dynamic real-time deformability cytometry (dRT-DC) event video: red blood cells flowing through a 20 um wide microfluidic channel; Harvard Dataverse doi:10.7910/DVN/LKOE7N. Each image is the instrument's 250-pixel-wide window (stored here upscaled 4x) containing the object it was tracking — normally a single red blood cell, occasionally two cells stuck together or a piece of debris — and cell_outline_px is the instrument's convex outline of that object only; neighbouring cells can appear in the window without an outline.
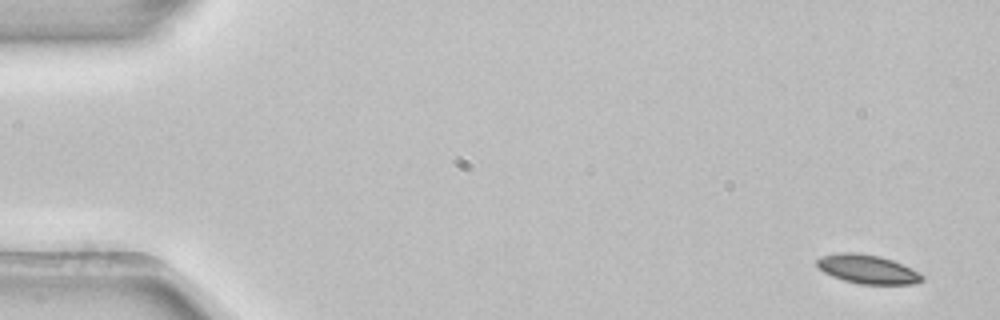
{"species": "common noctule bat (a hibernating species)", "species_latin": "Nyctalus noctula", "temperature_condition": "room temperature", "stored_images_in_passage": 3, "camera_frame_rate_fps": 3000, "um_per_image_px": 0.085, "animal": {"sex": "female", "body_mass_g": 22.7, "forearm_length_mm": 54.2}, "frame": {"image": 1, "passage_image": 1, "time_ms": 0.0, "image_size_px": [1000, 320], "cell_outline_px": [[924, 280], [916, 284], [860, 284], [844, 280], [832, 276], [824, 272], [816, 264], [816, 260], [820, 256], [836, 252], [856, 252], [880, 256], [892, 260], [924, 276]], "centroid_in_image_um": [73.69, 22.87], "position_along_channel_um": 11.3, "area_um2": 17.63}}
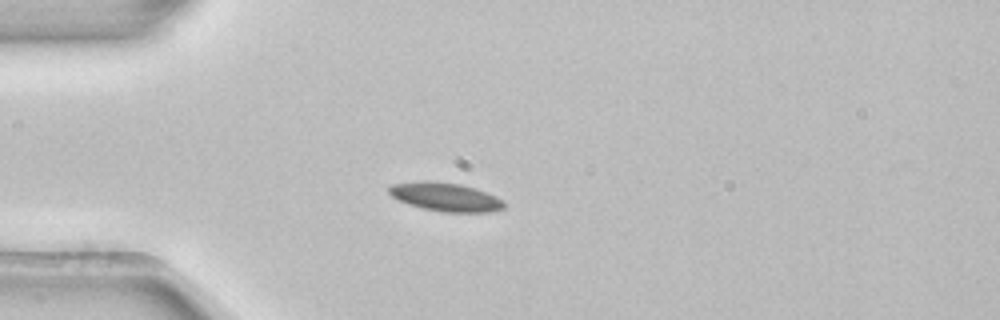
{"frame": {"image": 2, "passage_image": 3, "time_ms": 0.667, "image_size_px": [1000, 320], "cell_outline_px": [[504, 208], [488, 212], [440, 212], [408, 204], [392, 196], [388, 192], [388, 184], [420, 180], [432, 180], [460, 184], [476, 188], [488, 192], [496, 196], [504, 204]], "centroid_in_image_um": [37.82, 16.71], "position_along_channel_um": 47.2, "area_um2": 19.36}}